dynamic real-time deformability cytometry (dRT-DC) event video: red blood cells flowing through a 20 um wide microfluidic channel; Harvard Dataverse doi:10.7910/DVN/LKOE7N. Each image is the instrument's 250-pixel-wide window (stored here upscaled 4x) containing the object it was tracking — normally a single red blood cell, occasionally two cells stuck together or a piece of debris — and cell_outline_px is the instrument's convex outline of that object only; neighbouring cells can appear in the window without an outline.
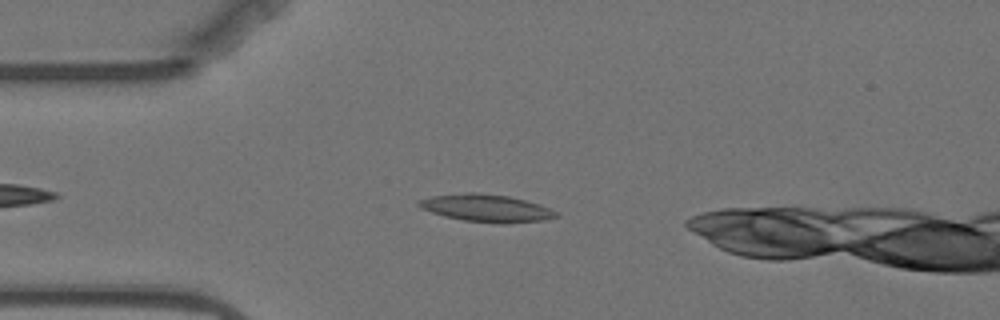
{"species": "Egyptian fruit bat (a non-hibernating species)", "species_latin": "Rousettus aegyptiacus", "temperature_condition": "warm", "stored_images_in_passage": 5, "camera_frame_rate_fps": 3000, "um_per_image_px": 0.085, "animal": {"sex": "female"}, "frame": {"image": 1, "passage_image": 2, "time_ms": 1.0, "image_size_px": [1000, 320], "cell_outline_px": [[560, 216], [544, 220], [508, 224], [504, 224], [464, 220], [444, 216], [420, 208], [416, 204], [416, 200], [432, 196], [468, 192], [476, 192], [508, 196], [540, 204], [560, 212]], "centroid_in_image_um": [41.37, 17.69], "position_along_channel_um": 43.6, "area_um2": 22.2}}
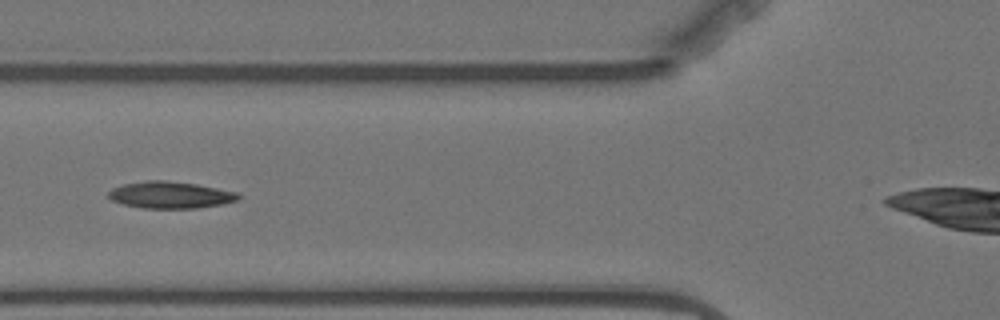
{"frame": {"image": 2, "passage_image": 4, "time_ms": 3.333, "image_size_px": [1000, 320], "cell_outline_px": [[240, 200], [220, 204], [196, 208], [140, 208], [124, 204], [112, 200], [108, 196], [108, 192], [112, 188], [124, 184], [148, 180], [164, 180], [196, 184], [236, 192], [240, 196]], "centroid_in_image_um": [14.46, 16.57], "position_along_channel_um": 111.3, "area_um2": 20.11}}
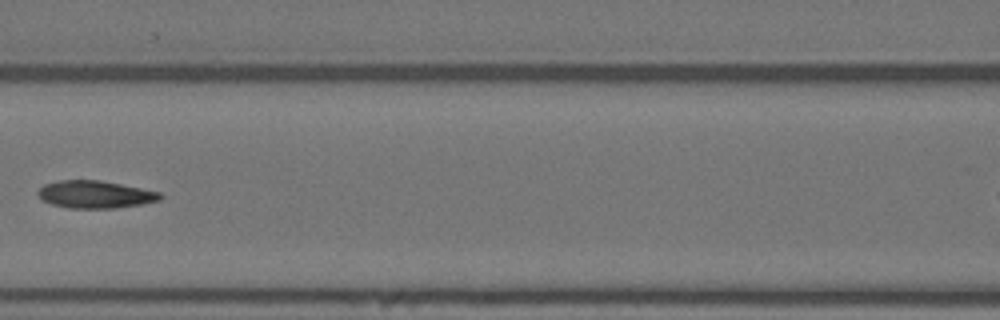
{"frame": {"image": 3, "passage_image": 5, "time_ms": 4.667, "image_size_px": [1000, 320], "cell_outline_px": [[164, 196], [160, 200], [144, 204], [116, 208], [68, 208], [52, 204], [44, 200], [36, 192], [44, 184], [56, 180], [100, 180], [160, 192]], "centroid_in_image_um": [8.11, 16.53], "position_along_channel_um": 158.5, "area_um2": 19.59}}